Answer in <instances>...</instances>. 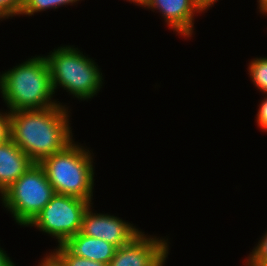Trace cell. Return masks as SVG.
Here are the masks:
<instances>
[{
	"label": "cell",
	"instance_id": "cell-1",
	"mask_svg": "<svg viewBox=\"0 0 267 266\" xmlns=\"http://www.w3.org/2000/svg\"><path fill=\"white\" fill-rule=\"evenodd\" d=\"M68 114V107L60 104L45 109L12 111L10 139L33 163L40 164L73 141Z\"/></svg>",
	"mask_w": 267,
	"mask_h": 266
},
{
	"label": "cell",
	"instance_id": "cell-2",
	"mask_svg": "<svg viewBox=\"0 0 267 266\" xmlns=\"http://www.w3.org/2000/svg\"><path fill=\"white\" fill-rule=\"evenodd\" d=\"M0 94L8 111L45 109L61 103L54 91L45 56H35L0 74Z\"/></svg>",
	"mask_w": 267,
	"mask_h": 266
},
{
	"label": "cell",
	"instance_id": "cell-3",
	"mask_svg": "<svg viewBox=\"0 0 267 266\" xmlns=\"http://www.w3.org/2000/svg\"><path fill=\"white\" fill-rule=\"evenodd\" d=\"M92 153L74 140L63 150L45 158L44 168L55 194L93 200L94 166Z\"/></svg>",
	"mask_w": 267,
	"mask_h": 266
},
{
	"label": "cell",
	"instance_id": "cell-4",
	"mask_svg": "<svg viewBox=\"0 0 267 266\" xmlns=\"http://www.w3.org/2000/svg\"><path fill=\"white\" fill-rule=\"evenodd\" d=\"M50 67L53 91L58 86L79 100H88L102 88L103 78L99 66L74 46H61L45 56Z\"/></svg>",
	"mask_w": 267,
	"mask_h": 266
},
{
	"label": "cell",
	"instance_id": "cell-5",
	"mask_svg": "<svg viewBox=\"0 0 267 266\" xmlns=\"http://www.w3.org/2000/svg\"><path fill=\"white\" fill-rule=\"evenodd\" d=\"M55 195L44 168L33 163L1 195L2 205L18 225L28 226Z\"/></svg>",
	"mask_w": 267,
	"mask_h": 266
},
{
	"label": "cell",
	"instance_id": "cell-6",
	"mask_svg": "<svg viewBox=\"0 0 267 266\" xmlns=\"http://www.w3.org/2000/svg\"><path fill=\"white\" fill-rule=\"evenodd\" d=\"M92 204L74 196L55 194L28 227L34 226L56 238L58 245L64 244L80 232L83 215Z\"/></svg>",
	"mask_w": 267,
	"mask_h": 266
},
{
	"label": "cell",
	"instance_id": "cell-7",
	"mask_svg": "<svg viewBox=\"0 0 267 266\" xmlns=\"http://www.w3.org/2000/svg\"><path fill=\"white\" fill-rule=\"evenodd\" d=\"M141 232L131 242L116 249L108 266H164L169 242Z\"/></svg>",
	"mask_w": 267,
	"mask_h": 266
},
{
	"label": "cell",
	"instance_id": "cell-8",
	"mask_svg": "<svg viewBox=\"0 0 267 266\" xmlns=\"http://www.w3.org/2000/svg\"><path fill=\"white\" fill-rule=\"evenodd\" d=\"M91 206L83 215L80 230L82 234L103 239L119 248L131 242L142 232L133 224L114 215L93 213Z\"/></svg>",
	"mask_w": 267,
	"mask_h": 266
},
{
	"label": "cell",
	"instance_id": "cell-9",
	"mask_svg": "<svg viewBox=\"0 0 267 266\" xmlns=\"http://www.w3.org/2000/svg\"><path fill=\"white\" fill-rule=\"evenodd\" d=\"M145 8L158 9L170 29L184 37L192 36L194 16L203 12L195 0H150Z\"/></svg>",
	"mask_w": 267,
	"mask_h": 266
},
{
	"label": "cell",
	"instance_id": "cell-10",
	"mask_svg": "<svg viewBox=\"0 0 267 266\" xmlns=\"http://www.w3.org/2000/svg\"><path fill=\"white\" fill-rule=\"evenodd\" d=\"M33 164L11 139L0 145V195Z\"/></svg>",
	"mask_w": 267,
	"mask_h": 266
},
{
	"label": "cell",
	"instance_id": "cell-11",
	"mask_svg": "<svg viewBox=\"0 0 267 266\" xmlns=\"http://www.w3.org/2000/svg\"><path fill=\"white\" fill-rule=\"evenodd\" d=\"M75 256L92 261L109 264L114 257L117 247L104 241L78 232L63 244Z\"/></svg>",
	"mask_w": 267,
	"mask_h": 266
},
{
	"label": "cell",
	"instance_id": "cell-12",
	"mask_svg": "<svg viewBox=\"0 0 267 266\" xmlns=\"http://www.w3.org/2000/svg\"><path fill=\"white\" fill-rule=\"evenodd\" d=\"M57 247L53 252L51 251V254L62 266H108V264L102 262L75 256L63 244H60Z\"/></svg>",
	"mask_w": 267,
	"mask_h": 266
},
{
	"label": "cell",
	"instance_id": "cell-13",
	"mask_svg": "<svg viewBox=\"0 0 267 266\" xmlns=\"http://www.w3.org/2000/svg\"><path fill=\"white\" fill-rule=\"evenodd\" d=\"M80 0H23V6L20 15L34 16V13L45 11L47 9H57L62 5H73Z\"/></svg>",
	"mask_w": 267,
	"mask_h": 266
},
{
	"label": "cell",
	"instance_id": "cell-14",
	"mask_svg": "<svg viewBox=\"0 0 267 266\" xmlns=\"http://www.w3.org/2000/svg\"><path fill=\"white\" fill-rule=\"evenodd\" d=\"M249 75L260 92L267 93V57L252 59L249 63Z\"/></svg>",
	"mask_w": 267,
	"mask_h": 266
},
{
	"label": "cell",
	"instance_id": "cell-15",
	"mask_svg": "<svg viewBox=\"0 0 267 266\" xmlns=\"http://www.w3.org/2000/svg\"><path fill=\"white\" fill-rule=\"evenodd\" d=\"M246 258V266H267V232Z\"/></svg>",
	"mask_w": 267,
	"mask_h": 266
},
{
	"label": "cell",
	"instance_id": "cell-16",
	"mask_svg": "<svg viewBox=\"0 0 267 266\" xmlns=\"http://www.w3.org/2000/svg\"><path fill=\"white\" fill-rule=\"evenodd\" d=\"M23 0H0V20L20 16Z\"/></svg>",
	"mask_w": 267,
	"mask_h": 266
},
{
	"label": "cell",
	"instance_id": "cell-17",
	"mask_svg": "<svg viewBox=\"0 0 267 266\" xmlns=\"http://www.w3.org/2000/svg\"><path fill=\"white\" fill-rule=\"evenodd\" d=\"M10 139V112H0V145Z\"/></svg>",
	"mask_w": 267,
	"mask_h": 266
},
{
	"label": "cell",
	"instance_id": "cell-18",
	"mask_svg": "<svg viewBox=\"0 0 267 266\" xmlns=\"http://www.w3.org/2000/svg\"><path fill=\"white\" fill-rule=\"evenodd\" d=\"M256 120V123H258V126L261 128V130L263 129V131L267 132V96H265V98L259 104Z\"/></svg>",
	"mask_w": 267,
	"mask_h": 266
},
{
	"label": "cell",
	"instance_id": "cell-19",
	"mask_svg": "<svg viewBox=\"0 0 267 266\" xmlns=\"http://www.w3.org/2000/svg\"><path fill=\"white\" fill-rule=\"evenodd\" d=\"M38 266H62L61 263L51 254L49 253Z\"/></svg>",
	"mask_w": 267,
	"mask_h": 266
},
{
	"label": "cell",
	"instance_id": "cell-20",
	"mask_svg": "<svg viewBox=\"0 0 267 266\" xmlns=\"http://www.w3.org/2000/svg\"><path fill=\"white\" fill-rule=\"evenodd\" d=\"M0 266H15L13 261L7 255L6 251L0 247Z\"/></svg>",
	"mask_w": 267,
	"mask_h": 266
},
{
	"label": "cell",
	"instance_id": "cell-21",
	"mask_svg": "<svg viewBox=\"0 0 267 266\" xmlns=\"http://www.w3.org/2000/svg\"><path fill=\"white\" fill-rule=\"evenodd\" d=\"M196 3L202 8L203 11H206L209 9V7H212V5L215 4L218 0H195Z\"/></svg>",
	"mask_w": 267,
	"mask_h": 266
},
{
	"label": "cell",
	"instance_id": "cell-22",
	"mask_svg": "<svg viewBox=\"0 0 267 266\" xmlns=\"http://www.w3.org/2000/svg\"><path fill=\"white\" fill-rule=\"evenodd\" d=\"M259 3V11L262 14H267V0H258L257 1Z\"/></svg>",
	"mask_w": 267,
	"mask_h": 266
},
{
	"label": "cell",
	"instance_id": "cell-23",
	"mask_svg": "<svg viewBox=\"0 0 267 266\" xmlns=\"http://www.w3.org/2000/svg\"><path fill=\"white\" fill-rule=\"evenodd\" d=\"M129 2H133V3H135L137 6H143L144 8H145V6L148 4V2L150 1V0H128Z\"/></svg>",
	"mask_w": 267,
	"mask_h": 266
}]
</instances>
